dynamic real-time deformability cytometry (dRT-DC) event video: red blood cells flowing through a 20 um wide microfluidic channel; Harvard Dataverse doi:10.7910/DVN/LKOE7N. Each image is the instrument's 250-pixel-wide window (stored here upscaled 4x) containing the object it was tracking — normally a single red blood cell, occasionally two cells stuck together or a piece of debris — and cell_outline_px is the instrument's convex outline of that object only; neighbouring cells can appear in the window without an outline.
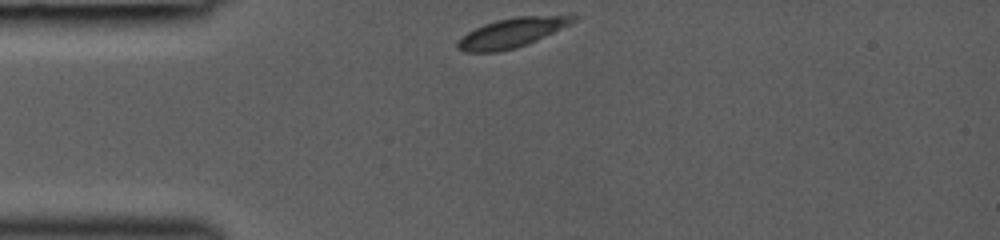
{"species": "common noctule bat (a hibernating species)", "species_latin": "Nyctalus noctula", "temperature_condition": "room temperature", "stored_images_in_passage": 42, "camera_frame_rate_fps": 3000, "um_per_image_px": 0.085, "animal": {"sex": "female", "body_mass_g": 19.0, "forearm_length_mm": 53.3}, "frame": {"image": 1, "passage_image": 1, "time_ms": 0.0, "image_size_px": [1000, 240], "cell_outline_px": [[580, 16], [576, 20], [528, 44], [516, 48], [500, 52], [464, 52], [456, 48], [456, 44], [460, 36], [484, 24], [496, 20], [516, 16]], "centroid_in_image_um": [43.4, 2.81], "position_along_channel_um": 41.6, "area_um2": 19.54}}